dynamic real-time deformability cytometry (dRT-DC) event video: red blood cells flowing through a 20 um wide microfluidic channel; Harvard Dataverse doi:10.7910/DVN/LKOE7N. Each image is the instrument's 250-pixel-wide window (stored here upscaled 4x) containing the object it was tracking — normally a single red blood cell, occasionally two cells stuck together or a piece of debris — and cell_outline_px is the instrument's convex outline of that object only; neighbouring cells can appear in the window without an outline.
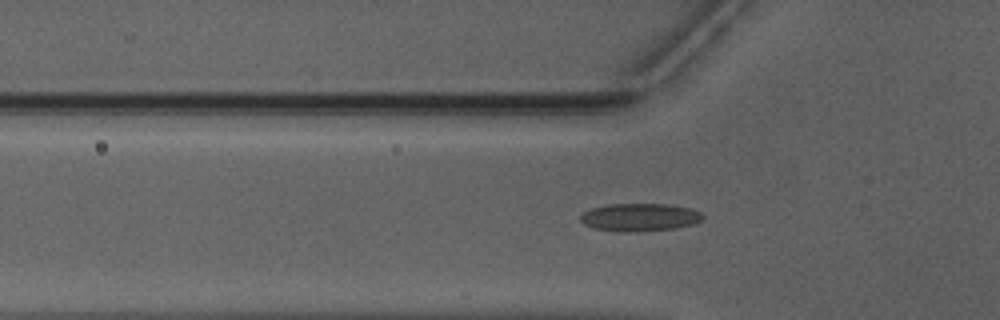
{"species": "Egyptian fruit bat (a non-hibernating species)", "species_latin": "Rousettus aegyptiacus", "temperature_condition": "warm", "stored_images_in_passage": 47, "camera_frame_rate_fps": 3000, "um_per_image_px": 0.085, "animal": {"sex": "male"}, "frame": {"image": 1, "passage_image": 17, "time_ms": 5.333, "image_size_px": [1000, 320], "cell_outline_px": [[704, 220], [692, 224], [672, 228], [636, 232], [624, 232], [596, 228], [584, 224], [580, 220], [580, 216], [584, 212], [592, 208], [608, 204], [668, 204], [692, 208], [700, 212], [704, 216]], "centroid_in_image_um": [54.4, 18.46], "position_along_channel_um": 71.4, "area_um2": 19.77}}
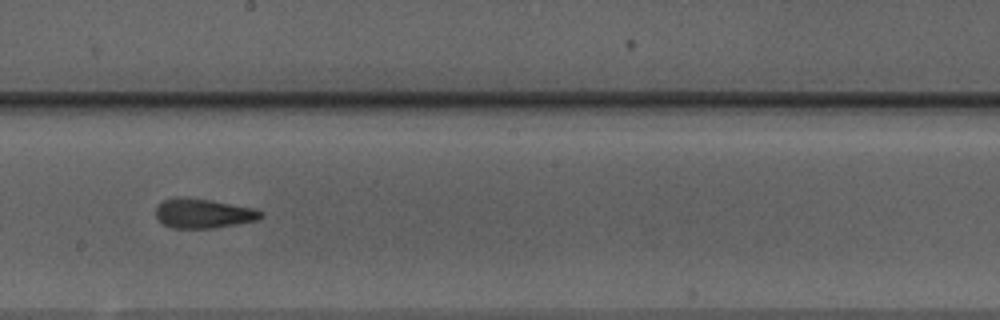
{"frame": {"image": 2, "passage_image": 29, "time_ms": 9.333, "image_size_px": [1000, 320], "cell_outline_px": [[264, 216], [260, 220], [216, 228], [172, 228], [164, 224], [156, 216], [156, 204], [164, 200], [184, 196], [256, 208]], "centroid_in_image_um": [17.3, 18.14], "position_along_channel_um": 230.9, "area_um2": 18.15}}
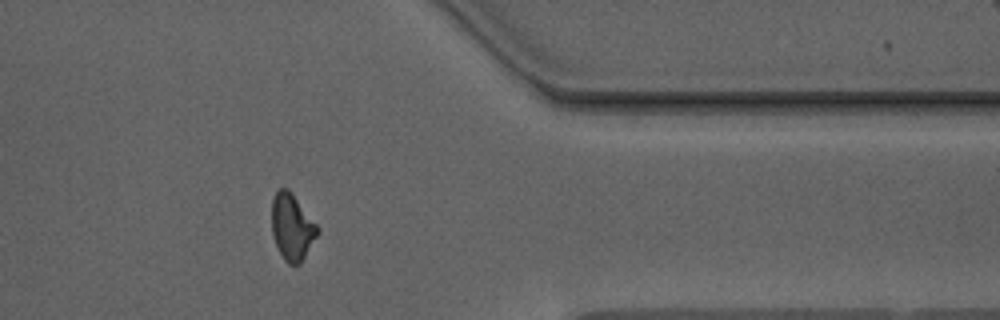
{"frame": {"image": 3, "passage_image": 42, "time_ms": 13.667, "image_size_px": [1000, 320], "cell_outline_px": [[320, 232], [300, 264], [288, 264], [284, 260], [276, 244], [272, 232], [272, 200], [276, 192], [280, 188], [288, 188], [320, 228]], "centroid_in_image_um": [24.84, 19.3], "position_along_channel_um": 386.6, "area_um2": 17.63}}